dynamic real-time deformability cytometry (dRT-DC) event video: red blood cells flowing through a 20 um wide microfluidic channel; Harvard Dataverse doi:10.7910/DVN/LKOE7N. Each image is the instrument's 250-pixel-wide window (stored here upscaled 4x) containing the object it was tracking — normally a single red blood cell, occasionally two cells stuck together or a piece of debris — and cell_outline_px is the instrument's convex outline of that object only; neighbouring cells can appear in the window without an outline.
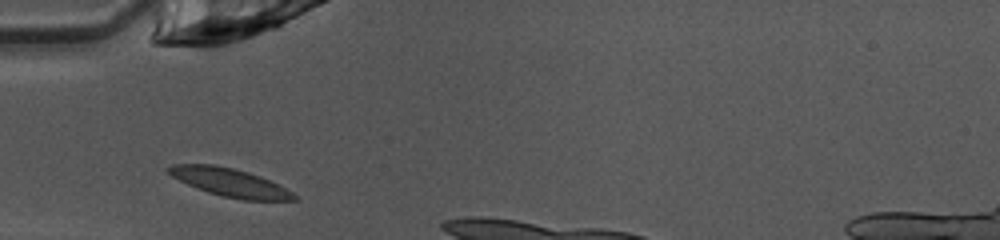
{"species": "common noctule bat (a hibernating species)", "species_latin": "Nyctalus noctula", "temperature_condition": "warm", "stored_images_in_passage": 4, "camera_frame_rate_fps": 3000, "um_per_image_px": 0.085, "animal": {"sex": "female", "body_mass_g": 10.0, "forearm_length_mm": 53.1}, "frame": {"image": 1, "passage_image": 1, "time_ms": 0.0, "image_size_px": [1000, 240], "cell_outline_px": [[300, 200], [240, 200], [208, 192], [188, 184], [172, 176], [164, 168], [172, 164], [216, 164], [248, 172], [260, 176], [292, 192]], "centroid_in_image_um": [19.51, 15.5], "position_along_channel_um": 65.5, "area_um2": 20.4}}